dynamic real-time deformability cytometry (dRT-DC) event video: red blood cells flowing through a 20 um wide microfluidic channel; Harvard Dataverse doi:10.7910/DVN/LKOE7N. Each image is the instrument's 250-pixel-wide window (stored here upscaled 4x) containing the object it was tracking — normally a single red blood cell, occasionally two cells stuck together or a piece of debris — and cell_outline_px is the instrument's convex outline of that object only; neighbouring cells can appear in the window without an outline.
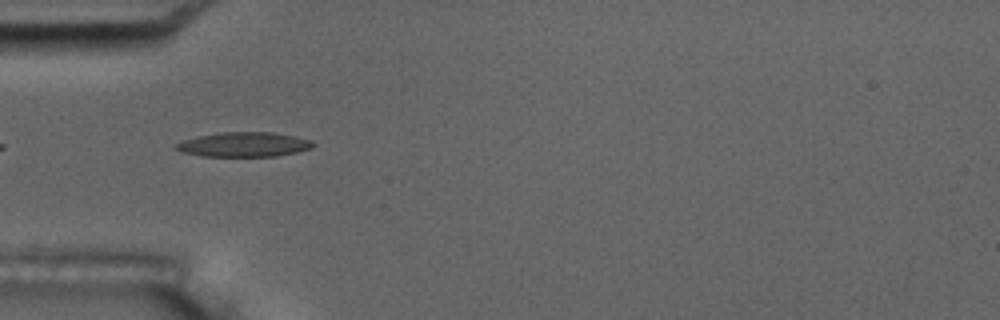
{"species": "common noctule bat (a hibernating species)", "species_latin": "Nyctalus noctula", "temperature_condition": "room temperature", "stored_images_in_passage": 4, "camera_frame_rate_fps": 3000, "um_per_image_px": 0.085, "animal": {"sex": "male", "body_mass_g": 17.5, "forearm_length_mm": 52.3}, "frame": {"image": 1, "passage_image": 1, "time_ms": 0.0, "image_size_px": [1000, 320], "cell_outline_px": [[316, 144], [312, 148], [296, 152], [276, 156], [204, 156], [184, 152], [172, 148], [172, 144], [196, 136], [224, 132], [272, 132], [296, 136], [312, 140]], "centroid_in_image_um": [20.73, 12.27], "position_along_channel_um": 64.3, "area_um2": 19.77}}
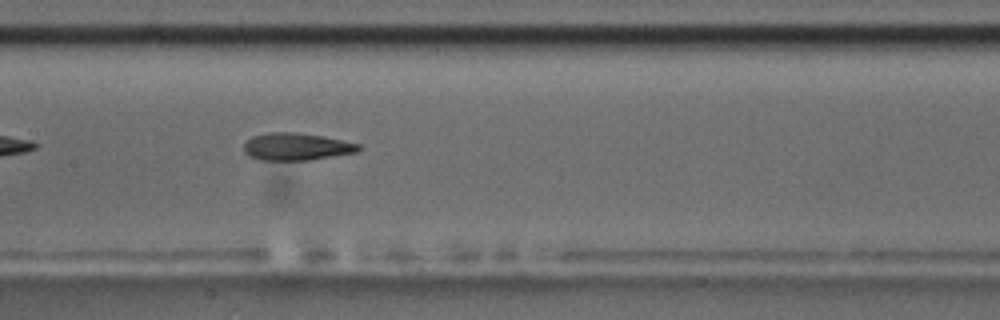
{"frame": {"image": 2, "passage_image": 4, "time_ms": 3.333, "image_size_px": [1000, 320], "cell_outline_px": [[360, 148], [356, 152], [308, 160], [260, 160], [248, 156], [244, 152], [244, 144], [252, 136], [268, 132], [296, 132], [320, 136], [360, 144]], "centroid_in_image_um": [25.13, 12.47], "position_along_channel_um": 182.3, "area_um2": 18.09}}